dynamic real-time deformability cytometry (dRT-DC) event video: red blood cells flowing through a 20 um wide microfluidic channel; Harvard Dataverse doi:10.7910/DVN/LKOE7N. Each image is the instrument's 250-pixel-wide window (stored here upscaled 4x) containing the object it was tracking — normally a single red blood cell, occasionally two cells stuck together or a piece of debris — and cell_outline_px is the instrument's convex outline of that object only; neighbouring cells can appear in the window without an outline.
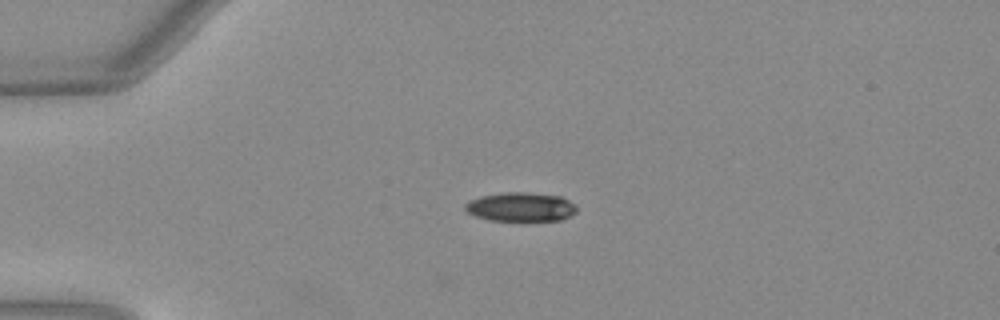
{"species": "Egyptian fruit bat (a non-hibernating species)", "species_latin": "Rousettus aegyptiacus", "temperature_condition": "warm", "stored_images_in_passage": 3, "camera_frame_rate_fps": 3000, "um_per_image_px": 0.085, "animal": {"sex": "female"}, "frame": {"image": 1, "passage_image": 1, "time_ms": 0.0, "image_size_px": [1000, 320], "cell_outline_px": [[576, 212], [560, 220], [492, 220], [476, 216], [468, 212], [464, 208], [464, 204], [480, 196], [504, 192], [528, 192], [560, 196], [576, 204]], "centroid_in_image_um": [44.27, 17.57], "position_along_channel_um": 40.7, "area_um2": 18.67}}